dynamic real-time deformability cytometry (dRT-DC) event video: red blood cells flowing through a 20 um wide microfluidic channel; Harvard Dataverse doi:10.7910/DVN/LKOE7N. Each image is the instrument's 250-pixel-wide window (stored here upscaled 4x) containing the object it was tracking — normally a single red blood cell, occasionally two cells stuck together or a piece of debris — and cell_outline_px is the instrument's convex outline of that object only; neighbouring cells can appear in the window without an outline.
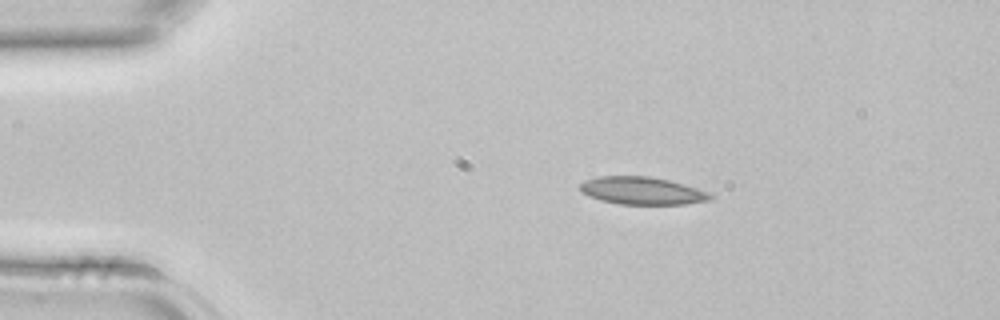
{"species": "common noctule bat (a hibernating species)", "species_latin": "Nyctalus noctula", "temperature_condition": "room temperature", "stored_images_in_passage": 2, "camera_frame_rate_fps": 3000, "um_per_image_px": 0.085, "animal": {"sex": "female", "body_mass_g": 22.7, "forearm_length_mm": 54.2}, "frame": {"image": 1, "passage_image": 1, "time_ms": 0.0, "image_size_px": [1000, 320], "cell_outline_px": [[716, 196], [712, 200], [684, 204], [620, 204], [600, 200], [580, 192], [580, 184], [584, 180], [596, 176], [648, 176], [668, 180], [684, 184], [708, 192]], "centroid_in_image_um": [54.58, 16.21], "position_along_channel_um": 30.4, "area_um2": 21.04}}